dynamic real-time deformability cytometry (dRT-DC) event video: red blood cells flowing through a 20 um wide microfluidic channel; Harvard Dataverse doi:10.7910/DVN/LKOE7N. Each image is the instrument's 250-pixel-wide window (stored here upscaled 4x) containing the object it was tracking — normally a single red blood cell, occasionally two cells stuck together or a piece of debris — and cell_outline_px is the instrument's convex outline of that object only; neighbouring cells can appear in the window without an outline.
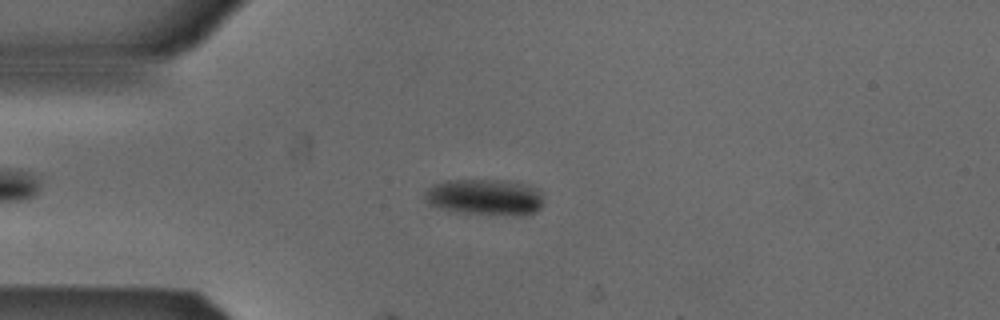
{"species": "Egyptian fruit bat (a non-hibernating species)", "species_latin": "Rousettus aegyptiacus", "temperature_condition": "cold", "stored_images_in_passage": 4, "camera_frame_rate_fps": 3000, "um_per_image_px": 0.085, "animal": {"sex": "male"}, "frame": {"image": 1, "passage_image": 4, "time_ms": 1.0, "image_size_px": [1000, 320], "cell_outline_px": [[540, 208], [536, 212], [524, 216], [516, 216], [456, 212], [440, 208], [428, 204], [424, 200], [424, 192], [432, 184], [444, 180], [504, 180], [524, 184], [540, 192]], "centroid_in_image_um": [41.14, 16.76], "position_along_channel_um": 43.9, "area_um2": 25.14}}